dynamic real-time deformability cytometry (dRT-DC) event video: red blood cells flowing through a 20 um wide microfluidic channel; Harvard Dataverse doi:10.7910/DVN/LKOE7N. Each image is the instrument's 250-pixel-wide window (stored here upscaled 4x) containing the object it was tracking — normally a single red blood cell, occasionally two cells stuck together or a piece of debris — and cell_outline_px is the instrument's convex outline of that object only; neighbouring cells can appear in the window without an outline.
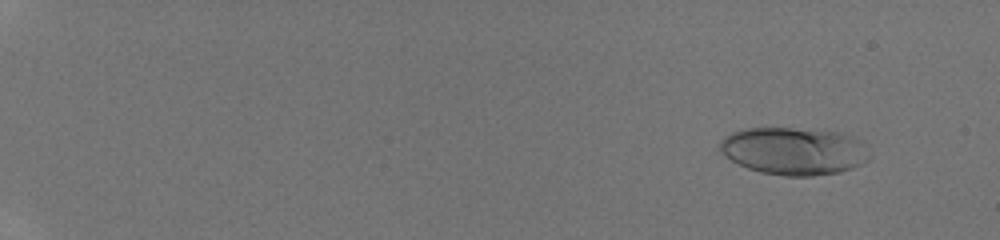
{"species": "human", "species_latin": "Homo sapiens", "temperature_condition": "room temperature", "stored_images_in_passage": 48, "camera_frame_rate_fps": 3000, "um_per_image_px": 0.085, "donor": {"sex": "male"}, "frame": {"image": 1, "passage_image": 6, "time_ms": 1.667, "image_size_px": [1000, 240], "cell_outline_px": [[872, 156], [868, 160], [852, 168], [840, 172], [812, 176], [784, 176], [760, 172], [748, 168], [732, 160], [720, 152], [720, 140], [724, 136], [732, 132], [744, 128], [816, 128], [844, 132], [856, 140]], "centroid_in_image_um": [67.47, 12.82], "position_along_channel_um": 17.5, "area_um2": 41.67}}
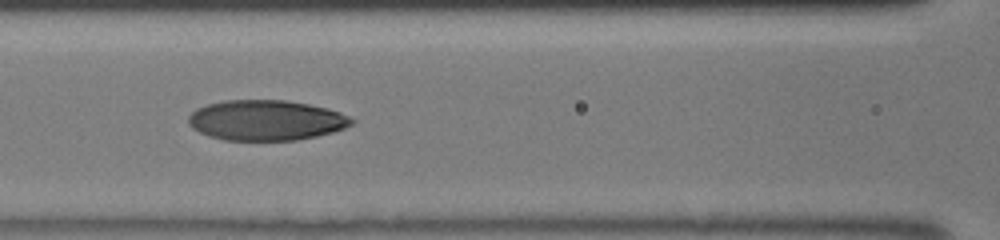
{"frame": {"image": 2, "passage_image": 26, "time_ms": 8.333, "image_size_px": [1000, 240], "cell_outline_px": [[356, 120], [352, 124], [344, 128], [332, 132], [316, 136], [296, 140], [224, 140], [208, 136], [192, 128], [188, 124], [188, 116], [196, 108], [208, 104], [224, 100], [284, 100], [308, 104], [328, 108], [340, 112]], "centroid_in_image_um": [22.6, 10.22], "position_along_channel_um": 144.0, "area_um2": 38.44}}
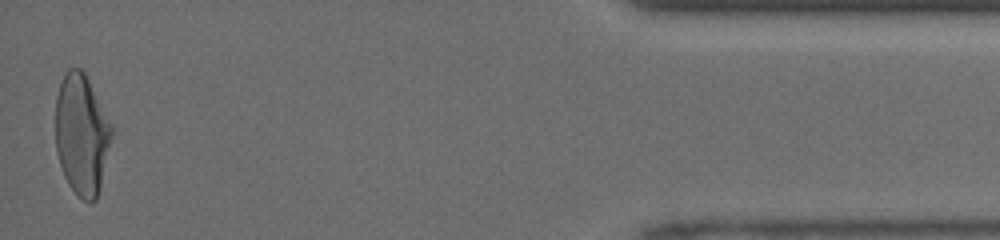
{"frame": {"image": 3, "passage_image": 48, "time_ms": 15.667, "image_size_px": [1000, 240], "cell_outline_px": [[116, 132], [96, 200], [84, 200], [68, 184], [64, 176], [56, 152], [56, 96], [60, 84], [68, 68], [80, 68], [84, 72], [112, 124]], "centroid_in_image_um": [6.98, 11.42], "position_along_channel_um": 428.2, "area_um2": 39.77}}